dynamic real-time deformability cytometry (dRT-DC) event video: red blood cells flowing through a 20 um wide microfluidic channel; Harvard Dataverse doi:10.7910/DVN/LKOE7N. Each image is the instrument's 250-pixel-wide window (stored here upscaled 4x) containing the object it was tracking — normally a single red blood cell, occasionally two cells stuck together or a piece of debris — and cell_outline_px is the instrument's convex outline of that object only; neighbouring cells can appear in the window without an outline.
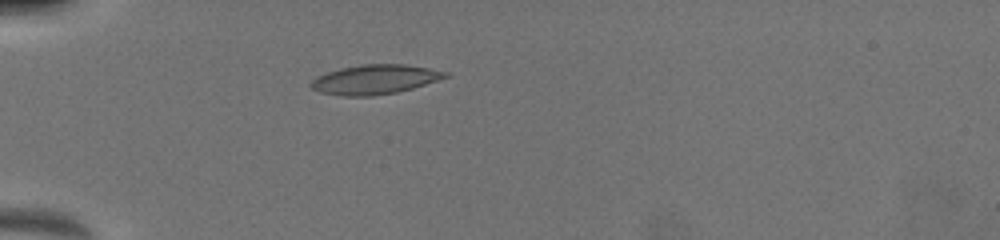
{"species": "common noctule bat (a hibernating species)", "species_latin": "Nyctalus noctula", "temperature_condition": "warm", "stored_images_in_passage": 36, "camera_frame_rate_fps": 3000, "um_per_image_px": 0.085, "animal": {"sex": "female", "body_mass_g": 19.5, "forearm_length_mm": 54.1}, "frame": {"image": 1, "passage_image": 13, "time_ms": 5.667, "image_size_px": [1000, 240], "cell_outline_px": [[452, 76], [412, 88], [396, 92], [372, 96], [344, 96], [320, 92], [312, 88], [308, 84], [316, 76], [340, 68], [364, 64], [404, 64], [428, 68], [448, 72]], "centroid_in_image_um": [31.87, 6.75], "position_along_channel_um": 53.1, "area_um2": 23.06}}
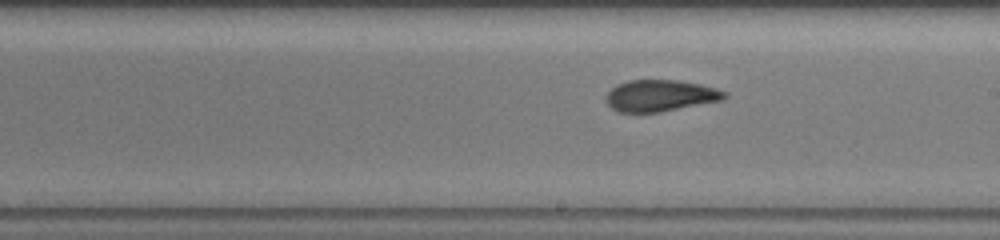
{"frame": {"image": 2, "passage_image": 23, "time_ms": 10.667, "image_size_px": [1000, 240], "cell_outline_px": [[728, 96], [724, 100], [660, 112], [620, 112], [612, 108], [604, 100], [604, 96], [616, 84], [628, 80], [676, 80], [700, 84], [716, 88], [728, 92]], "centroid_in_image_um": [56.13, 8.13], "position_along_channel_um": 232.9, "area_um2": 21.96}}
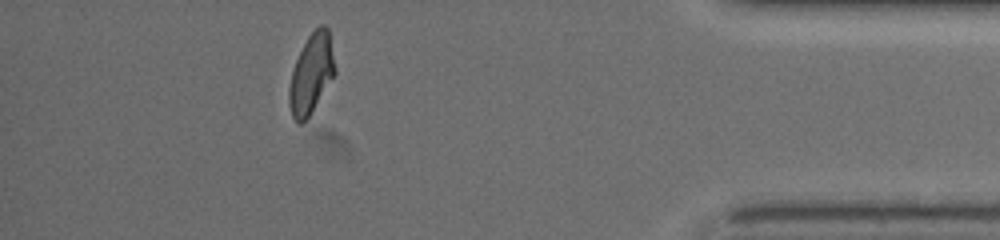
{"frame": {"image": 3, "passage_image": 33, "time_ms": 16.0, "image_size_px": [1000, 240], "cell_outline_px": [[336, 72], [308, 116], [300, 124], [292, 116], [288, 104], [288, 88], [292, 72], [296, 60], [308, 36], [320, 24], [324, 24], [328, 28], [336, 68]], "centroid_in_image_um": [26.45, 6.24], "position_along_channel_um": 408.7, "area_um2": 20.87}, "authors_computed_cell_mechanics": {"area_um2": 22.1663, "velocity_mm_per_s": 4.0257, "shape_relaxation_time_tau1_ms": null, "shape_relaxation_time_tau2_ms": 1.6338, "deformation_change_tau1": null, "deformation_change_tau2": 0.0788}}